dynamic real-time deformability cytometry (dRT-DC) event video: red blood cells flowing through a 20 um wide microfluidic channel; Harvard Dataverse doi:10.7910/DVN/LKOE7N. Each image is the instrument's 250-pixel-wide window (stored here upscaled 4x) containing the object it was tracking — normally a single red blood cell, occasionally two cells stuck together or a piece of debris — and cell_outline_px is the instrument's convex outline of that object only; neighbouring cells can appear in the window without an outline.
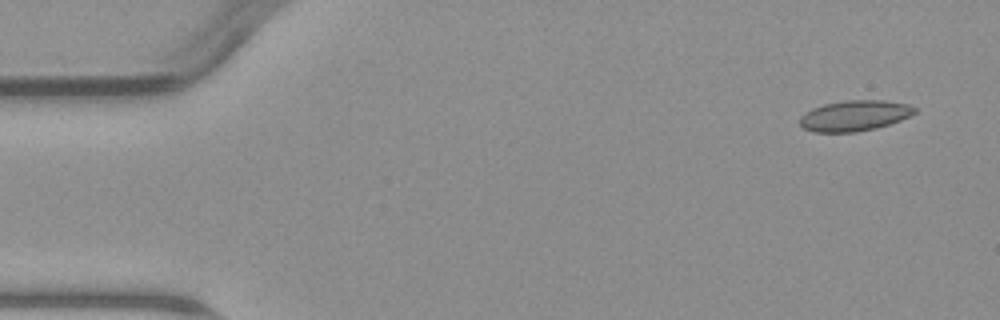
{"species": "common noctule bat (a hibernating species)", "species_latin": "Nyctalus noctula", "temperature_condition": "warm", "stored_images_in_passage": 4, "camera_frame_rate_fps": 3000, "um_per_image_px": 0.085, "animal": {"sex": "male", "body_mass_g": 23.1, "forearm_length_mm": 52.7}, "frame": {"image": 1, "passage_image": 1, "time_ms": 0.0, "image_size_px": [1000, 320], "cell_outline_px": [[916, 112], [900, 120], [876, 128], [856, 132], [812, 132], [804, 128], [800, 124], [800, 116], [804, 112], [812, 108], [824, 104], [844, 100], [884, 100], [908, 104], [916, 108]], "centroid_in_image_um": [72.61, 9.83], "position_along_channel_um": 12.4, "area_um2": 20.52}}
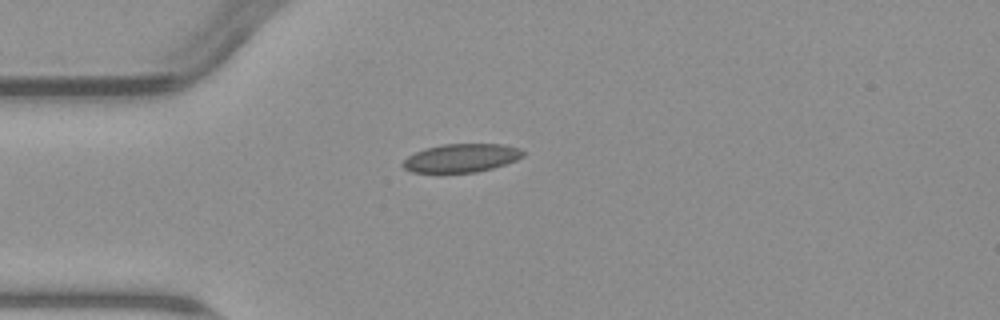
{"frame": {"image": 2, "passage_image": 4, "time_ms": 3.667, "image_size_px": [1000, 320], "cell_outline_px": [[524, 156], [516, 160], [492, 168], [476, 172], [412, 172], [404, 168], [400, 164], [408, 156], [424, 148], [444, 144], [504, 144], [520, 148], [524, 152]], "centroid_in_image_um": [39.21, 13.42], "position_along_channel_um": 45.8, "area_um2": 19.83}}